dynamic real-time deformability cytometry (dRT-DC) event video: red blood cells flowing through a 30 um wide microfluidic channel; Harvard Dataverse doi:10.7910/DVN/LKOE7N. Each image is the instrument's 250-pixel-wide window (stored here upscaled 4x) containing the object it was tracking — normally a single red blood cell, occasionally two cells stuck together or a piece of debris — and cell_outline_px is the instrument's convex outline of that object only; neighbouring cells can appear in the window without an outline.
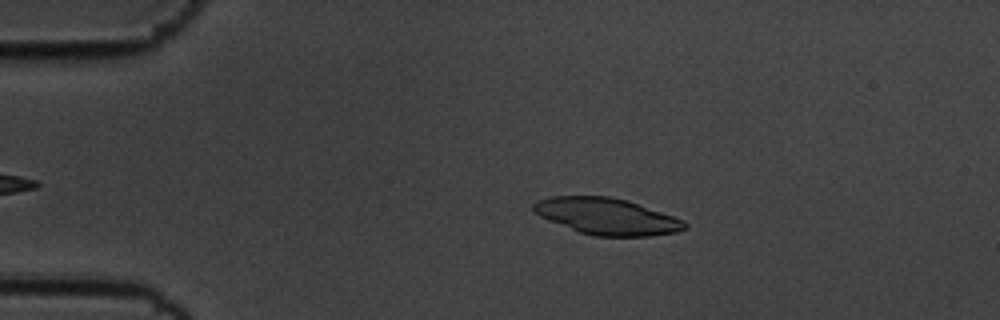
{"species": "common noctule bat (a hibernating species)", "species_latin": "Nyctalus noctula", "temperature_condition": "cold", "stored_images_in_passage": 56, "camera_frame_rate_fps": 3000, "um_per_image_px": 0.085, "animal": {"sex": "male", "body_mass_g": 19.5, "forearm_length_mm": 54.6}, "frame": {"image": 1, "passage_image": 11, "time_ms": 3.333, "image_size_px": [1000, 320], "cell_outline_px": [[688, 228], [676, 232], [648, 236], [592, 236], [580, 232], [548, 220], [532, 212], [532, 204], [536, 200], [548, 196], [608, 196], [624, 200], [684, 220], [688, 224]], "centroid_in_image_um": [51.52, 18.39], "position_along_channel_um": 33.5, "area_um2": 31.96}}